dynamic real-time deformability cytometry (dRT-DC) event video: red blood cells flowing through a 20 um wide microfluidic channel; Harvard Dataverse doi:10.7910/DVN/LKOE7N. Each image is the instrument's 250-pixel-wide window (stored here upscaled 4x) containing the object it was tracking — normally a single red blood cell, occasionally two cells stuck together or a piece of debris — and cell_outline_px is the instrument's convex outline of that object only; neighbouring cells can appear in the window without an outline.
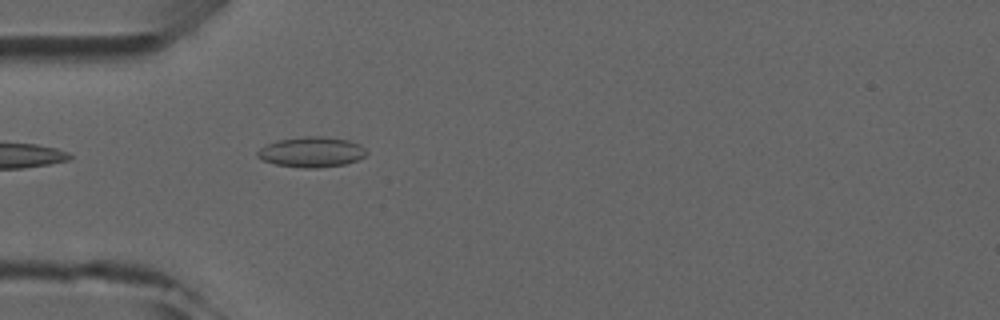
{"species": "common noctule bat (a hibernating species)", "species_latin": "Nyctalus noctula", "temperature_condition": "room temperature", "stored_images_in_passage": 5, "camera_frame_rate_fps": 3000, "um_per_image_px": 0.085, "animal": {"sex": "male", "forearm_length_mm": 52.5}, "frame": {"image": 1, "passage_image": 5, "time_ms": 4.667, "image_size_px": [1000, 320], "cell_outline_px": [[368, 152], [364, 156], [356, 160], [344, 164], [316, 168], [300, 168], [276, 164], [264, 160], [256, 156], [256, 152], [260, 148], [268, 144], [280, 140], [304, 136], [320, 136], [348, 140], [360, 144]], "centroid_in_image_um": [26.48, 12.92], "position_along_channel_um": 58.5, "area_um2": 19.07}}